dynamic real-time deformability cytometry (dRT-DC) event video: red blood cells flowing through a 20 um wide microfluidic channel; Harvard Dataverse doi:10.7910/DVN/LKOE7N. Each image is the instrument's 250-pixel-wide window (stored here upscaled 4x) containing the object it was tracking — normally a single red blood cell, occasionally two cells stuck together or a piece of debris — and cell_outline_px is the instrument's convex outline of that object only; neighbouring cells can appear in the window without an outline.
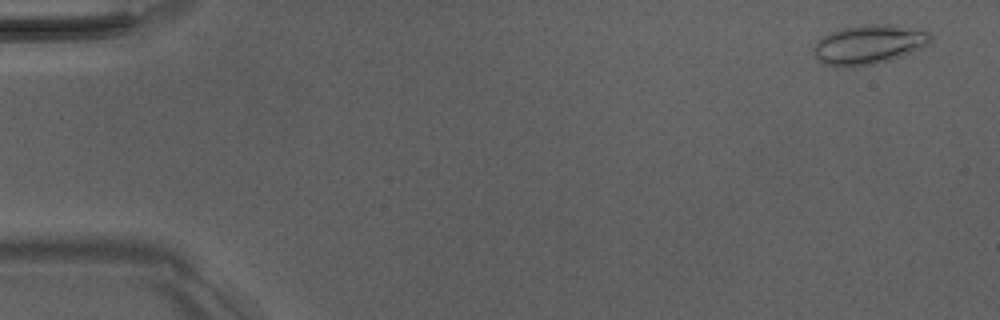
{"species": "Egyptian fruit bat (a non-hibernating species)", "species_latin": "Rousettus aegyptiacus", "temperature_condition": "room temperature", "stored_images_in_passage": 4, "camera_frame_rate_fps": 3000, "um_per_image_px": 0.085, "animal": {"sex": "male"}, "frame": {"image": 1, "passage_image": 1, "time_ms": 0.0, "image_size_px": [1000, 320], "cell_outline_px": [[932, 40], [928, 44], [920, 48], [900, 56], [888, 60], [872, 64], [852, 68], [836, 68], [824, 64], [816, 60], [812, 56], [812, 48], [824, 36], [832, 32], [844, 28], [864, 24], [888, 24], [924, 28], [932, 36]], "centroid_in_image_um": [73.83, 3.79], "position_along_channel_um": 11.2, "area_um2": 27.22}}